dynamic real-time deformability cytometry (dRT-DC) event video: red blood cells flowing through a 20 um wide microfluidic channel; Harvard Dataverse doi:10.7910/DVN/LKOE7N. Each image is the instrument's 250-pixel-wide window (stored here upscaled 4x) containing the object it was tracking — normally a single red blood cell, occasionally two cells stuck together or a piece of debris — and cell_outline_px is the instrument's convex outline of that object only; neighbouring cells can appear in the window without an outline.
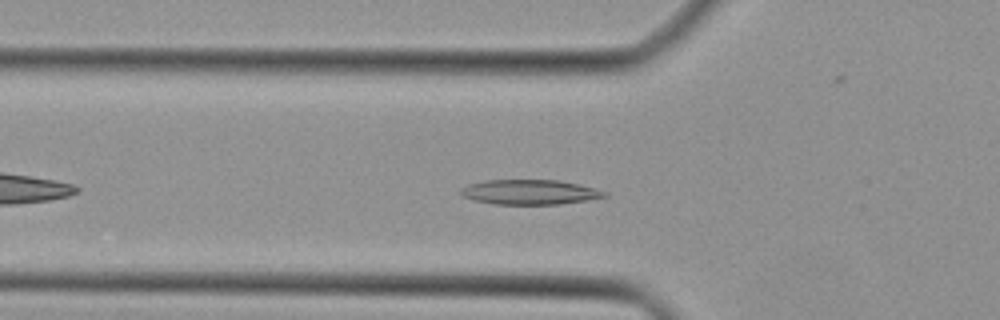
{"species": "Egyptian fruit bat (a non-hibernating species)", "species_latin": "Rousettus aegyptiacus", "temperature_condition": "cold", "stored_images_in_passage": 35, "camera_frame_rate_fps": 3000, "um_per_image_px": 0.085, "animal": {"sex": "female"}, "frame": {"image": 1, "passage_image": 6, "time_ms": 1.667, "image_size_px": [1000, 320], "cell_outline_px": [[608, 196], [560, 204], [492, 204], [460, 196], [460, 188], [468, 184], [484, 180], [556, 180], [580, 184], [608, 192]], "centroid_in_image_um": [44.99, 16.32], "position_along_channel_um": 80.8, "area_um2": 20.81}}
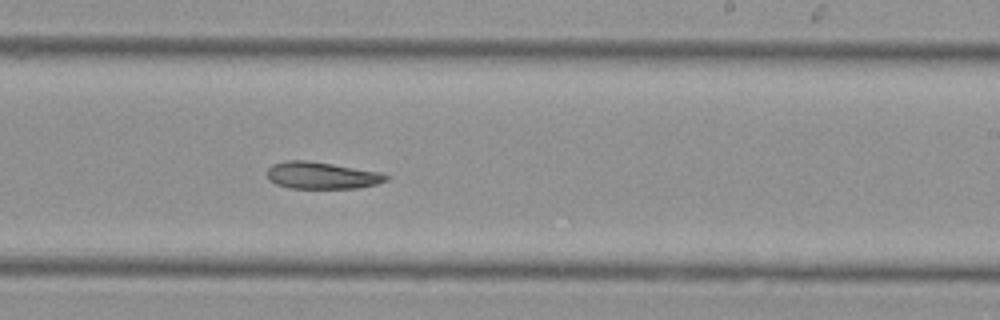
{"frame": {"image": 2, "passage_image": 18, "time_ms": 5.667, "image_size_px": [1000, 320], "cell_outline_px": [[388, 180], [376, 184], [356, 188], [288, 188], [276, 184], [268, 180], [268, 168], [272, 164], [284, 160], [308, 160], [380, 172], [388, 176]], "centroid_in_image_um": [27.31, 14.91], "position_along_channel_um": 261.7, "area_um2": 18.67}}
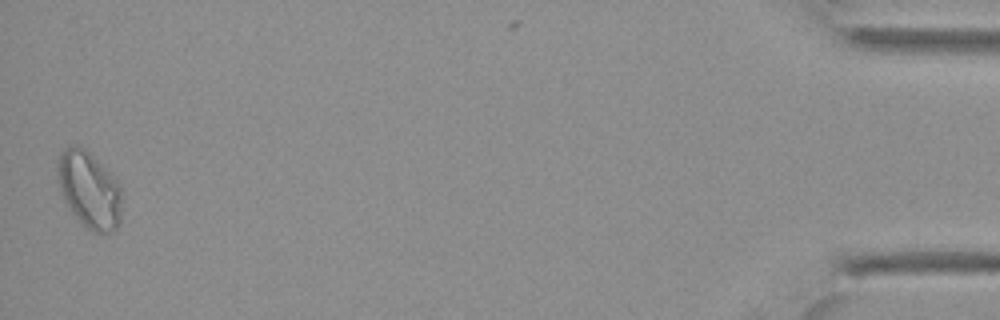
{"frame": {"image": 3, "passage_image": 35, "time_ms": 11.333, "image_size_px": [1000, 320], "cell_outline_px": [[120, 224], [112, 232], [92, 232], [72, 212], [56, 180], [56, 168], [60, 156], [64, 148], [72, 144], [76, 144], [84, 148], [120, 184]], "centroid_in_image_um": [7.57, 16.12], "position_along_channel_um": 427.6, "area_um2": 28.15}}